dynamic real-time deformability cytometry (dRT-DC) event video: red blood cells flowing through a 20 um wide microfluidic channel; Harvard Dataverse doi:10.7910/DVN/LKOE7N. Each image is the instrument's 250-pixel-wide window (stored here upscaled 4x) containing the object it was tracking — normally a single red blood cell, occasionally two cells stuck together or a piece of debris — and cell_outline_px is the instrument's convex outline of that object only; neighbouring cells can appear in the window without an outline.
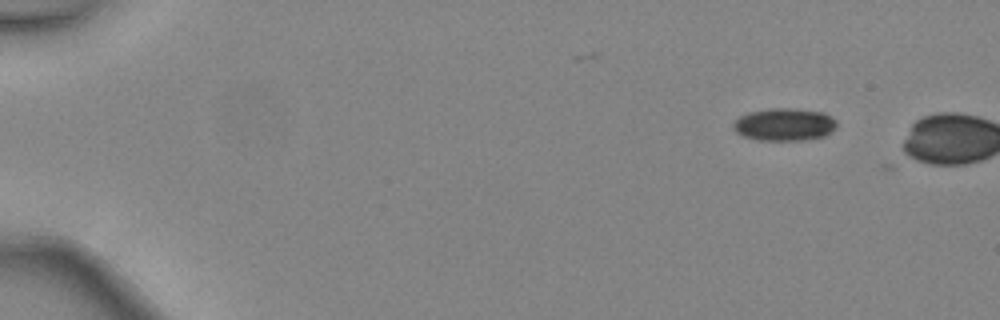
{"species": "common noctule bat (a hibernating species)", "species_latin": "Nyctalus noctula", "temperature_condition": "warm", "stored_images_in_passage": 2, "camera_frame_rate_fps": 3000, "um_per_image_px": 0.085, "animal": {"sex": "female", "body_mass_g": 24.6, "forearm_length_mm": 56.2}, "frame": {"image": 1, "passage_image": 1, "time_ms": 0.0, "image_size_px": [1000, 320], "cell_outline_px": [[836, 128], [824, 136], [804, 140], [756, 140], [744, 136], [736, 132], [732, 128], [732, 124], [740, 116], [748, 112], [772, 108], [792, 108], [824, 112], [832, 116], [836, 120]], "centroid_in_image_um": [66.67, 10.58], "position_along_channel_um": 18.3, "area_um2": 19.77}}